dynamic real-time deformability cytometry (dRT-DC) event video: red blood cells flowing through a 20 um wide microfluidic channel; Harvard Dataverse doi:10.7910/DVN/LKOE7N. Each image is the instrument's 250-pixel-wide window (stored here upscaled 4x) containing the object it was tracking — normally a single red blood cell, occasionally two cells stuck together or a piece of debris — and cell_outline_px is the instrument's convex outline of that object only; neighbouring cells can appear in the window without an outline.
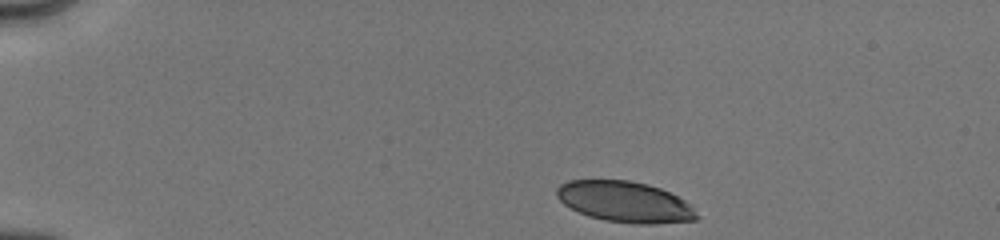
{"species": "human", "species_latin": "Homo sapiens", "temperature_condition": "cold", "stored_images_in_passage": 18, "camera_frame_rate_fps": 3000, "um_per_image_px": 0.085, "donor": {"sex": "male"}, "frame": {"image": 1, "passage_image": 1, "time_ms": 0.0, "image_size_px": [1000, 240], "cell_outline_px": [[700, 216], [696, 220], [652, 224], [636, 224], [604, 220], [588, 216], [564, 204], [556, 196], [556, 188], [560, 184], [568, 180], [628, 180], [648, 184], [660, 188], [684, 200]], "centroid_in_image_um": [53.1, 17.15], "position_along_channel_um": 31.9, "area_um2": 33.23}}
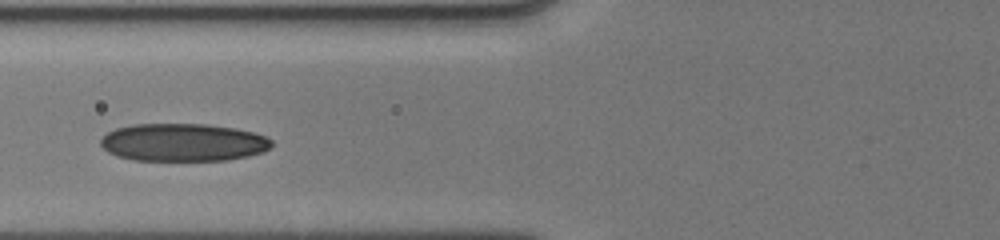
{"frame": {"image": 2, "passage_image": 14, "time_ms": 4.0, "image_size_px": [1000, 240], "cell_outline_px": [[272, 144], [264, 152], [248, 156], [228, 160], [132, 160], [116, 156], [108, 152], [100, 144], [100, 140], [108, 132], [116, 128], [132, 124], [208, 124], [236, 128], [256, 132], [272, 140]], "centroid_in_image_um": [15.57, 12.1], "position_along_channel_um": 110.2, "area_um2": 37.86}}
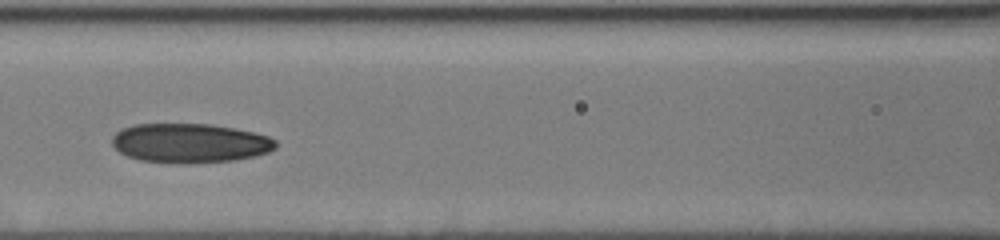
{"frame": {"image": 3, "passage_image": 16, "time_ms": 5.0, "image_size_px": [1000, 240], "cell_outline_px": [[276, 148], [268, 152], [256, 156], [236, 160], [192, 164], [180, 164], [140, 160], [128, 156], [120, 152], [112, 144], [112, 136], [120, 128], [132, 124], [212, 124], [252, 132], [268, 136], [276, 140]], "centroid_in_image_um": [16.13, 12.17], "position_along_channel_um": 150.5, "area_um2": 37.86}}